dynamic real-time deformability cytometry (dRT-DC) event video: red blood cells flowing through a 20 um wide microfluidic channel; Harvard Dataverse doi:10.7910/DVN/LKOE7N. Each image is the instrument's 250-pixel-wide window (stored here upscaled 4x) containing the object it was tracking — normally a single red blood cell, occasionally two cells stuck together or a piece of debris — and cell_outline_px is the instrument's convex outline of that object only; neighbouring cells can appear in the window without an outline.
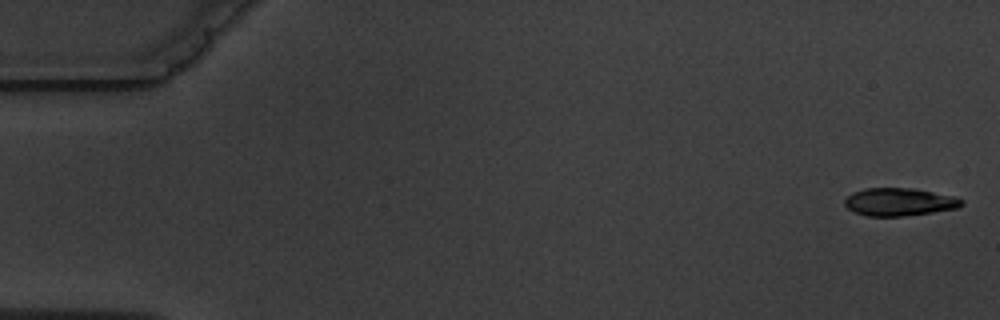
{"species": "common noctule bat (a hibernating species)", "species_latin": "Nyctalus noctula", "temperature_condition": "warm", "stored_images_in_passage": 8, "camera_frame_rate_fps": 3000, "um_per_image_px": 0.085, "animal": {"sex": "male", "body_mass_g": 19.5, "forearm_length_mm": 54.6}, "frame": {"image": 1, "passage_image": 1, "time_ms": 0.0, "image_size_px": [1000, 320], "cell_outline_px": [[964, 204], [956, 208], [932, 212], [900, 216], [868, 216], [856, 212], [848, 208], [844, 204], [844, 200], [852, 192], [864, 188], [912, 188], [956, 196], [964, 200]], "centroid_in_image_um": [76.45, 17.15], "position_along_channel_um": 8.5, "area_um2": 18.9}}
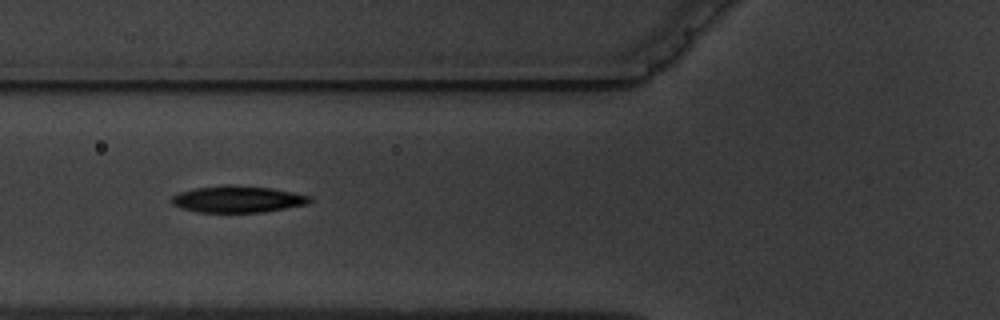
{"frame": {"image": 2, "passage_image": 7, "time_ms": 6.667, "image_size_px": [1000, 320], "cell_outline_px": [[312, 200], [308, 204], [264, 212], [196, 212], [180, 208], [172, 204], [168, 200], [172, 196], [180, 192], [196, 188], [224, 184], [232, 184], [272, 188], [312, 196]], "centroid_in_image_um": [20.18, 16.92], "position_along_channel_um": 105.6, "area_um2": 21.73}}
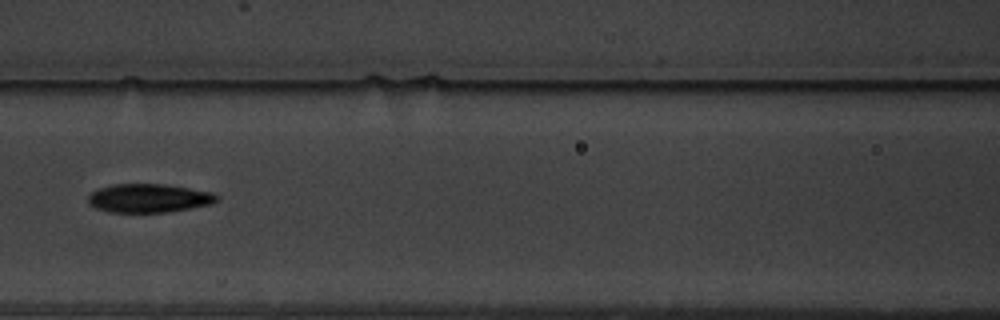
{"frame": {"image": 3, "passage_image": 8, "time_ms": 8.0, "image_size_px": [1000, 320], "cell_outline_px": [[220, 200], [212, 204], [168, 212], [108, 212], [96, 208], [88, 204], [88, 196], [92, 192], [100, 188], [112, 184], [164, 184], [216, 192], [220, 196]], "centroid_in_image_um": [12.71, 16.84], "position_along_channel_um": 153.9, "area_um2": 21.73}}